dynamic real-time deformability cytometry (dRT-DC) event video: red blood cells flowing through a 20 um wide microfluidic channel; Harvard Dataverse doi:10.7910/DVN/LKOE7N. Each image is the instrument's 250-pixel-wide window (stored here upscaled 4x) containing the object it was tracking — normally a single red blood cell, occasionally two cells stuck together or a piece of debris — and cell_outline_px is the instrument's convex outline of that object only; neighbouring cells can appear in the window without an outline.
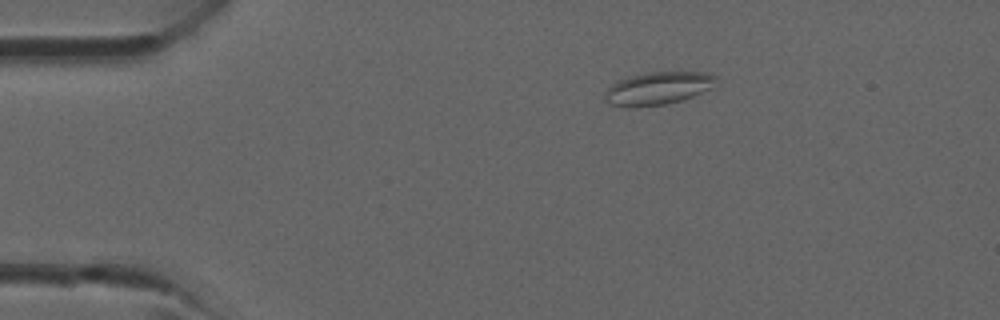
{"species": "common noctule bat (a hibernating species)", "species_latin": "Nyctalus noctula", "temperature_condition": "room temperature", "stored_images_in_passage": 33, "camera_frame_rate_fps": 3000, "um_per_image_px": 0.085, "animal": {"sex": "male", "forearm_length_mm": 52.5}, "frame": {"image": 1, "passage_image": 1, "time_ms": 0.0, "image_size_px": [1000, 320], "cell_outline_px": [[720, 80], [712, 88], [692, 96], [680, 100], [664, 104], [636, 108], [628, 108], [608, 104], [604, 100], [604, 92], [612, 84], [628, 76], [648, 72], [708, 72], [716, 76]], "centroid_in_image_um": [55.92, 7.51], "position_along_channel_um": 29.1, "area_um2": 21.62}}
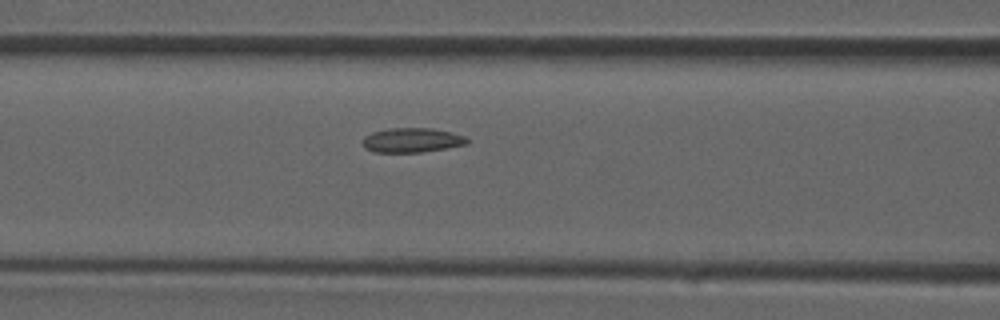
{"frame": {"image": 2, "passage_image": 10, "time_ms": 3.0, "image_size_px": [1000, 320], "cell_outline_px": [[468, 144], [420, 152], [376, 152], [364, 148], [364, 136], [372, 132], [388, 128], [432, 128], [464, 136], [468, 140]], "centroid_in_image_um": [34.98, 11.91], "position_along_channel_um": 131.6, "area_um2": 14.68}}
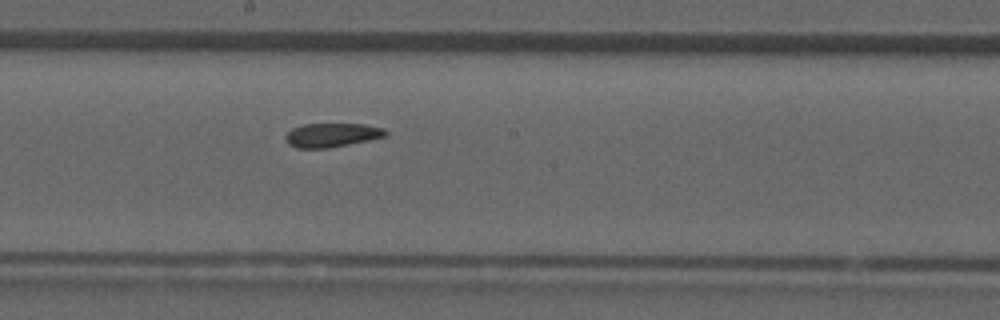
{"frame": {"image": 3, "passage_image": 15, "time_ms": 4.667, "image_size_px": [1000, 320], "cell_outline_px": [[388, 132], [384, 136], [368, 140], [328, 148], [296, 148], [288, 144], [284, 140], [284, 136], [292, 128], [304, 124], [364, 124], [384, 128]], "centroid_in_image_um": [28.16, 11.48], "position_along_channel_um": 220.0, "area_um2": 13.93}}